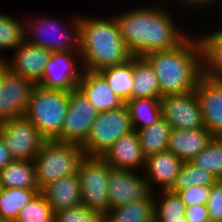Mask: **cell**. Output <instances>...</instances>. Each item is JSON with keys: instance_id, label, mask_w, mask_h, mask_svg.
Wrapping results in <instances>:
<instances>
[{"instance_id": "35", "label": "cell", "mask_w": 222, "mask_h": 222, "mask_svg": "<svg viewBox=\"0 0 222 222\" xmlns=\"http://www.w3.org/2000/svg\"><path fill=\"white\" fill-rule=\"evenodd\" d=\"M53 222H104V216L81 204L54 213Z\"/></svg>"}, {"instance_id": "33", "label": "cell", "mask_w": 222, "mask_h": 222, "mask_svg": "<svg viewBox=\"0 0 222 222\" xmlns=\"http://www.w3.org/2000/svg\"><path fill=\"white\" fill-rule=\"evenodd\" d=\"M190 162L210 172L218 180H222V143L214 137L209 145Z\"/></svg>"}, {"instance_id": "15", "label": "cell", "mask_w": 222, "mask_h": 222, "mask_svg": "<svg viewBox=\"0 0 222 222\" xmlns=\"http://www.w3.org/2000/svg\"><path fill=\"white\" fill-rule=\"evenodd\" d=\"M51 53L50 50L25 40L22 45L13 51L11 59L6 58L8 69L36 85L42 78Z\"/></svg>"}, {"instance_id": "39", "label": "cell", "mask_w": 222, "mask_h": 222, "mask_svg": "<svg viewBox=\"0 0 222 222\" xmlns=\"http://www.w3.org/2000/svg\"><path fill=\"white\" fill-rule=\"evenodd\" d=\"M180 3V5H183V7L185 6H189L188 7V9L191 7V8H200L201 10L203 9V8H208V6H209V8H210V6H215V5H217V4H219L222 0H220V2H219V0H178ZM213 4V5H212Z\"/></svg>"}, {"instance_id": "41", "label": "cell", "mask_w": 222, "mask_h": 222, "mask_svg": "<svg viewBox=\"0 0 222 222\" xmlns=\"http://www.w3.org/2000/svg\"><path fill=\"white\" fill-rule=\"evenodd\" d=\"M7 69H8V63L6 57L4 58V56L3 57L0 56V81Z\"/></svg>"}, {"instance_id": "9", "label": "cell", "mask_w": 222, "mask_h": 222, "mask_svg": "<svg viewBox=\"0 0 222 222\" xmlns=\"http://www.w3.org/2000/svg\"><path fill=\"white\" fill-rule=\"evenodd\" d=\"M83 71L79 51L52 52L42 78L36 85L48 90L74 91Z\"/></svg>"}, {"instance_id": "3", "label": "cell", "mask_w": 222, "mask_h": 222, "mask_svg": "<svg viewBox=\"0 0 222 222\" xmlns=\"http://www.w3.org/2000/svg\"><path fill=\"white\" fill-rule=\"evenodd\" d=\"M109 17L79 15V53L85 71L99 72L132 57L114 14Z\"/></svg>"}, {"instance_id": "30", "label": "cell", "mask_w": 222, "mask_h": 222, "mask_svg": "<svg viewBox=\"0 0 222 222\" xmlns=\"http://www.w3.org/2000/svg\"><path fill=\"white\" fill-rule=\"evenodd\" d=\"M125 104L134 130L148 127L161 118L160 98H137Z\"/></svg>"}, {"instance_id": "43", "label": "cell", "mask_w": 222, "mask_h": 222, "mask_svg": "<svg viewBox=\"0 0 222 222\" xmlns=\"http://www.w3.org/2000/svg\"><path fill=\"white\" fill-rule=\"evenodd\" d=\"M180 222H188L185 218L182 220V221H180Z\"/></svg>"}, {"instance_id": "31", "label": "cell", "mask_w": 222, "mask_h": 222, "mask_svg": "<svg viewBox=\"0 0 222 222\" xmlns=\"http://www.w3.org/2000/svg\"><path fill=\"white\" fill-rule=\"evenodd\" d=\"M25 41L24 23L11 14L0 15V49L14 51Z\"/></svg>"}, {"instance_id": "38", "label": "cell", "mask_w": 222, "mask_h": 222, "mask_svg": "<svg viewBox=\"0 0 222 222\" xmlns=\"http://www.w3.org/2000/svg\"><path fill=\"white\" fill-rule=\"evenodd\" d=\"M184 217L188 222H210L207 204L186 207Z\"/></svg>"}, {"instance_id": "12", "label": "cell", "mask_w": 222, "mask_h": 222, "mask_svg": "<svg viewBox=\"0 0 222 222\" xmlns=\"http://www.w3.org/2000/svg\"><path fill=\"white\" fill-rule=\"evenodd\" d=\"M98 114L97 109L78 89L70 91L62 135L57 141L82 145L86 141Z\"/></svg>"}, {"instance_id": "13", "label": "cell", "mask_w": 222, "mask_h": 222, "mask_svg": "<svg viewBox=\"0 0 222 222\" xmlns=\"http://www.w3.org/2000/svg\"><path fill=\"white\" fill-rule=\"evenodd\" d=\"M109 166L108 198L110 208L148 197L152 191L144 174Z\"/></svg>"}, {"instance_id": "8", "label": "cell", "mask_w": 222, "mask_h": 222, "mask_svg": "<svg viewBox=\"0 0 222 222\" xmlns=\"http://www.w3.org/2000/svg\"><path fill=\"white\" fill-rule=\"evenodd\" d=\"M77 173L80 178L82 204L105 216L110 209L108 198L109 165L99 156H84Z\"/></svg>"}, {"instance_id": "19", "label": "cell", "mask_w": 222, "mask_h": 222, "mask_svg": "<svg viewBox=\"0 0 222 222\" xmlns=\"http://www.w3.org/2000/svg\"><path fill=\"white\" fill-rule=\"evenodd\" d=\"M40 192L54 213L82 204V192L78 173L60 177L46 184Z\"/></svg>"}, {"instance_id": "11", "label": "cell", "mask_w": 222, "mask_h": 222, "mask_svg": "<svg viewBox=\"0 0 222 222\" xmlns=\"http://www.w3.org/2000/svg\"><path fill=\"white\" fill-rule=\"evenodd\" d=\"M161 117L174 129L204 128L203 115L196 91L160 98Z\"/></svg>"}, {"instance_id": "32", "label": "cell", "mask_w": 222, "mask_h": 222, "mask_svg": "<svg viewBox=\"0 0 222 222\" xmlns=\"http://www.w3.org/2000/svg\"><path fill=\"white\" fill-rule=\"evenodd\" d=\"M218 179L203 168L193 165L190 161L183 162L176 183L172 189H187L192 186H212Z\"/></svg>"}, {"instance_id": "7", "label": "cell", "mask_w": 222, "mask_h": 222, "mask_svg": "<svg viewBox=\"0 0 222 222\" xmlns=\"http://www.w3.org/2000/svg\"><path fill=\"white\" fill-rule=\"evenodd\" d=\"M134 131L126 104L98 114L86 141L81 145L84 156L101 157L121 136Z\"/></svg>"}, {"instance_id": "25", "label": "cell", "mask_w": 222, "mask_h": 222, "mask_svg": "<svg viewBox=\"0 0 222 222\" xmlns=\"http://www.w3.org/2000/svg\"><path fill=\"white\" fill-rule=\"evenodd\" d=\"M3 188L39 189L35 178V167L30 160H13L0 170Z\"/></svg>"}, {"instance_id": "16", "label": "cell", "mask_w": 222, "mask_h": 222, "mask_svg": "<svg viewBox=\"0 0 222 222\" xmlns=\"http://www.w3.org/2000/svg\"><path fill=\"white\" fill-rule=\"evenodd\" d=\"M182 165L183 161L179 157L169 150H164L146 157L142 173L152 192H155L157 187H160L158 191L171 190L176 183Z\"/></svg>"}, {"instance_id": "18", "label": "cell", "mask_w": 222, "mask_h": 222, "mask_svg": "<svg viewBox=\"0 0 222 222\" xmlns=\"http://www.w3.org/2000/svg\"><path fill=\"white\" fill-rule=\"evenodd\" d=\"M204 127L213 135L222 129V81L201 77L195 88Z\"/></svg>"}, {"instance_id": "17", "label": "cell", "mask_w": 222, "mask_h": 222, "mask_svg": "<svg viewBox=\"0 0 222 222\" xmlns=\"http://www.w3.org/2000/svg\"><path fill=\"white\" fill-rule=\"evenodd\" d=\"M101 157L111 168L142 172L146 160L135 130L121 136Z\"/></svg>"}, {"instance_id": "29", "label": "cell", "mask_w": 222, "mask_h": 222, "mask_svg": "<svg viewBox=\"0 0 222 222\" xmlns=\"http://www.w3.org/2000/svg\"><path fill=\"white\" fill-rule=\"evenodd\" d=\"M154 197V222H180L185 218L186 206L177 193L171 190H156Z\"/></svg>"}, {"instance_id": "34", "label": "cell", "mask_w": 222, "mask_h": 222, "mask_svg": "<svg viewBox=\"0 0 222 222\" xmlns=\"http://www.w3.org/2000/svg\"><path fill=\"white\" fill-rule=\"evenodd\" d=\"M54 214L41 192L19 211L15 222H53Z\"/></svg>"}, {"instance_id": "5", "label": "cell", "mask_w": 222, "mask_h": 222, "mask_svg": "<svg viewBox=\"0 0 222 222\" xmlns=\"http://www.w3.org/2000/svg\"><path fill=\"white\" fill-rule=\"evenodd\" d=\"M83 157L79 144L46 140L33 160L39 189L62 176L76 173Z\"/></svg>"}, {"instance_id": "14", "label": "cell", "mask_w": 222, "mask_h": 222, "mask_svg": "<svg viewBox=\"0 0 222 222\" xmlns=\"http://www.w3.org/2000/svg\"><path fill=\"white\" fill-rule=\"evenodd\" d=\"M35 84L7 69L0 81V121L24 115Z\"/></svg>"}, {"instance_id": "36", "label": "cell", "mask_w": 222, "mask_h": 222, "mask_svg": "<svg viewBox=\"0 0 222 222\" xmlns=\"http://www.w3.org/2000/svg\"><path fill=\"white\" fill-rule=\"evenodd\" d=\"M212 186H192L187 189H171L178 194L186 207L195 204H207Z\"/></svg>"}, {"instance_id": "2", "label": "cell", "mask_w": 222, "mask_h": 222, "mask_svg": "<svg viewBox=\"0 0 222 222\" xmlns=\"http://www.w3.org/2000/svg\"><path fill=\"white\" fill-rule=\"evenodd\" d=\"M143 57L155 71L161 97L192 92L202 77L201 48L195 34L173 49L152 51Z\"/></svg>"}, {"instance_id": "6", "label": "cell", "mask_w": 222, "mask_h": 222, "mask_svg": "<svg viewBox=\"0 0 222 222\" xmlns=\"http://www.w3.org/2000/svg\"><path fill=\"white\" fill-rule=\"evenodd\" d=\"M23 19L25 40L51 52L79 51V16L68 21L41 16ZM61 21V22H60ZM65 23V24H64ZM70 23V25H69Z\"/></svg>"}, {"instance_id": "24", "label": "cell", "mask_w": 222, "mask_h": 222, "mask_svg": "<svg viewBox=\"0 0 222 222\" xmlns=\"http://www.w3.org/2000/svg\"><path fill=\"white\" fill-rule=\"evenodd\" d=\"M155 197L132 201L125 205L111 207L104 216V222H154Z\"/></svg>"}, {"instance_id": "40", "label": "cell", "mask_w": 222, "mask_h": 222, "mask_svg": "<svg viewBox=\"0 0 222 222\" xmlns=\"http://www.w3.org/2000/svg\"><path fill=\"white\" fill-rule=\"evenodd\" d=\"M13 160V157L6 148L4 141L0 136V170L6 168L8 164Z\"/></svg>"}, {"instance_id": "23", "label": "cell", "mask_w": 222, "mask_h": 222, "mask_svg": "<svg viewBox=\"0 0 222 222\" xmlns=\"http://www.w3.org/2000/svg\"><path fill=\"white\" fill-rule=\"evenodd\" d=\"M132 72L131 100L161 98L158 78L150 63L143 56H132Z\"/></svg>"}, {"instance_id": "21", "label": "cell", "mask_w": 222, "mask_h": 222, "mask_svg": "<svg viewBox=\"0 0 222 222\" xmlns=\"http://www.w3.org/2000/svg\"><path fill=\"white\" fill-rule=\"evenodd\" d=\"M214 135L205 127L196 130L172 128L167 150L183 162L191 161L213 140Z\"/></svg>"}, {"instance_id": "10", "label": "cell", "mask_w": 222, "mask_h": 222, "mask_svg": "<svg viewBox=\"0 0 222 222\" xmlns=\"http://www.w3.org/2000/svg\"><path fill=\"white\" fill-rule=\"evenodd\" d=\"M0 136L14 160L33 161L46 141L24 115L2 122Z\"/></svg>"}, {"instance_id": "1", "label": "cell", "mask_w": 222, "mask_h": 222, "mask_svg": "<svg viewBox=\"0 0 222 222\" xmlns=\"http://www.w3.org/2000/svg\"><path fill=\"white\" fill-rule=\"evenodd\" d=\"M114 17L132 56L173 49L189 36L186 30L177 28L173 16L162 4L130 8Z\"/></svg>"}, {"instance_id": "20", "label": "cell", "mask_w": 222, "mask_h": 222, "mask_svg": "<svg viewBox=\"0 0 222 222\" xmlns=\"http://www.w3.org/2000/svg\"><path fill=\"white\" fill-rule=\"evenodd\" d=\"M77 89L99 113L117 109L125 104L113 93L99 72L84 70Z\"/></svg>"}, {"instance_id": "26", "label": "cell", "mask_w": 222, "mask_h": 222, "mask_svg": "<svg viewBox=\"0 0 222 222\" xmlns=\"http://www.w3.org/2000/svg\"><path fill=\"white\" fill-rule=\"evenodd\" d=\"M171 130V125L162 117L148 127L136 129L143 155L148 157L167 150Z\"/></svg>"}, {"instance_id": "42", "label": "cell", "mask_w": 222, "mask_h": 222, "mask_svg": "<svg viewBox=\"0 0 222 222\" xmlns=\"http://www.w3.org/2000/svg\"><path fill=\"white\" fill-rule=\"evenodd\" d=\"M214 137H215L220 143H222V129H221L219 132H217V133L214 135Z\"/></svg>"}, {"instance_id": "27", "label": "cell", "mask_w": 222, "mask_h": 222, "mask_svg": "<svg viewBox=\"0 0 222 222\" xmlns=\"http://www.w3.org/2000/svg\"><path fill=\"white\" fill-rule=\"evenodd\" d=\"M40 189L3 188L0 191V222H15L22 210Z\"/></svg>"}, {"instance_id": "22", "label": "cell", "mask_w": 222, "mask_h": 222, "mask_svg": "<svg viewBox=\"0 0 222 222\" xmlns=\"http://www.w3.org/2000/svg\"><path fill=\"white\" fill-rule=\"evenodd\" d=\"M196 37L201 48L202 76L222 81V26Z\"/></svg>"}, {"instance_id": "37", "label": "cell", "mask_w": 222, "mask_h": 222, "mask_svg": "<svg viewBox=\"0 0 222 222\" xmlns=\"http://www.w3.org/2000/svg\"><path fill=\"white\" fill-rule=\"evenodd\" d=\"M207 207L210 222H222V180L212 185Z\"/></svg>"}, {"instance_id": "28", "label": "cell", "mask_w": 222, "mask_h": 222, "mask_svg": "<svg viewBox=\"0 0 222 222\" xmlns=\"http://www.w3.org/2000/svg\"><path fill=\"white\" fill-rule=\"evenodd\" d=\"M110 89L124 103L131 100L133 85L132 57L125 63L110 66L99 71Z\"/></svg>"}, {"instance_id": "4", "label": "cell", "mask_w": 222, "mask_h": 222, "mask_svg": "<svg viewBox=\"0 0 222 222\" xmlns=\"http://www.w3.org/2000/svg\"><path fill=\"white\" fill-rule=\"evenodd\" d=\"M69 96L67 91L34 86L24 116L46 140H57L62 135Z\"/></svg>"}]
</instances>
